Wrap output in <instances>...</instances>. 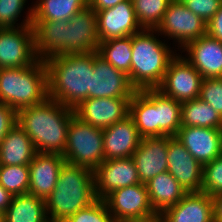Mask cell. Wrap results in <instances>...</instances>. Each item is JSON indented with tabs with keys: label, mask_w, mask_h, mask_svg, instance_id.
<instances>
[{
	"label": "cell",
	"mask_w": 222,
	"mask_h": 222,
	"mask_svg": "<svg viewBox=\"0 0 222 222\" xmlns=\"http://www.w3.org/2000/svg\"><path fill=\"white\" fill-rule=\"evenodd\" d=\"M180 52L202 78H222V42L205 34L189 42Z\"/></svg>",
	"instance_id": "obj_19"
},
{
	"label": "cell",
	"mask_w": 222,
	"mask_h": 222,
	"mask_svg": "<svg viewBox=\"0 0 222 222\" xmlns=\"http://www.w3.org/2000/svg\"><path fill=\"white\" fill-rule=\"evenodd\" d=\"M94 52L59 54L45 60L48 97L70 109L91 98Z\"/></svg>",
	"instance_id": "obj_3"
},
{
	"label": "cell",
	"mask_w": 222,
	"mask_h": 222,
	"mask_svg": "<svg viewBox=\"0 0 222 222\" xmlns=\"http://www.w3.org/2000/svg\"><path fill=\"white\" fill-rule=\"evenodd\" d=\"M156 137H175L181 127V102L155 89Z\"/></svg>",
	"instance_id": "obj_27"
},
{
	"label": "cell",
	"mask_w": 222,
	"mask_h": 222,
	"mask_svg": "<svg viewBox=\"0 0 222 222\" xmlns=\"http://www.w3.org/2000/svg\"><path fill=\"white\" fill-rule=\"evenodd\" d=\"M27 0H0V28H14L32 26L33 6L28 7L26 16L21 23H17L21 17ZM25 6V7H24Z\"/></svg>",
	"instance_id": "obj_33"
},
{
	"label": "cell",
	"mask_w": 222,
	"mask_h": 222,
	"mask_svg": "<svg viewBox=\"0 0 222 222\" xmlns=\"http://www.w3.org/2000/svg\"><path fill=\"white\" fill-rule=\"evenodd\" d=\"M155 30L161 37L173 40L175 47L178 45L176 49L181 51L189 42L207 34V23L190 11L181 0H172Z\"/></svg>",
	"instance_id": "obj_8"
},
{
	"label": "cell",
	"mask_w": 222,
	"mask_h": 222,
	"mask_svg": "<svg viewBox=\"0 0 222 222\" xmlns=\"http://www.w3.org/2000/svg\"><path fill=\"white\" fill-rule=\"evenodd\" d=\"M97 200L93 170L64 162L55 189L45 200L49 221L64 222Z\"/></svg>",
	"instance_id": "obj_5"
},
{
	"label": "cell",
	"mask_w": 222,
	"mask_h": 222,
	"mask_svg": "<svg viewBox=\"0 0 222 222\" xmlns=\"http://www.w3.org/2000/svg\"><path fill=\"white\" fill-rule=\"evenodd\" d=\"M207 34L222 42V5L207 23Z\"/></svg>",
	"instance_id": "obj_39"
},
{
	"label": "cell",
	"mask_w": 222,
	"mask_h": 222,
	"mask_svg": "<svg viewBox=\"0 0 222 222\" xmlns=\"http://www.w3.org/2000/svg\"><path fill=\"white\" fill-rule=\"evenodd\" d=\"M136 91L126 73L94 52L91 98H132Z\"/></svg>",
	"instance_id": "obj_12"
},
{
	"label": "cell",
	"mask_w": 222,
	"mask_h": 222,
	"mask_svg": "<svg viewBox=\"0 0 222 222\" xmlns=\"http://www.w3.org/2000/svg\"><path fill=\"white\" fill-rule=\"evenodd\" d=\"M188 126L222 129V117L199 98L181 102V127Z\"/></svg>",
	"instance_id": "obj_29"
},
{
	"label": "cell",
	"mask_w": 222,
	"mask_h": 222,
	"mask_svg": "<svg viewBox=\"0 0 222 222\" xmlns=\"http://www.w3.org/2000/svg\"><path fill=\"white\" fill-rule=\"evenodd\" d=\"M63 155L37 152L29 166L30 180L28 193L44 200L55 189Z\"/></svg>",
	"instance_id": "obj_20"
},
{
	"label": "cell",
	"mask_w": 222,
	"mask_h": 222,
	"mask_svg": "<svg viewBox=\"0 0 222 222\" xmlns=\"http://www.w3.org/2000/svg\"><path fill=\"white\" fill-rule=\"evenodd\" d=\"M97 53L114 68L128 74L132 59V36L100 42Z\"/></svg>",
	"instance_id": "obj_30"
},
{
	"label": "cell",
	"mask_w": 222,
	"mask_h": 222,
	"mask_svg": "<svg viewBox=\"0 0 222 222\" xmlns=\"http://www.w3.org/2000/svg\"><path fill=\"white\" fill-rule=\"evenodd\" d=\"M87 5L88 0H36L32 5V21L70 20Z\"/></svg>",
	"instance_id": "obj_28"
},
{
	"label": "cell",
	"mask_w": 222,
	"mask_h": 222,
	"mask_svg": "<svg viewBox=\"0 0 222 222\" xmlns=\"http://www.w3.org/2000/svg\"><path fill=\"white\" fill-rule=\"evenodd\" d=\"M140 26L156 29L172 0H131Z\"/></svg>",
	"instance_id": "obj_31"
},
{
	"label": "cell",
	"mask_w": 222,
	"mask_h": 222,
	"mask_svg": "<svg viewBox=\"0 0 222 222\" xmlns=\"http://www.w3.org/2000/svg\"><path fill=\"white\" fill-rule=\"evenodd\" d=\"M15 124H17V111L0 103V143Z\"/></svg>",
	"instance_id": "obj_38"
},
{
	"label": "cell",
	"mask_w": 222,
	"mask_h": 222,
	"mask_svg": "<svg viewBox=\"0 0 222 222\" xmlns=\"http://www.w3.org/2000/svg\"><path fill=\"white\" fill-rule=\"evenodd\" d=\"M74 109L47 97L42 103L17 112V124L32 140L37 152L63 155Z\"/></svg>",
	"instance_id": "obj_2"
},
{
	"label": "cell",
	"mask_w": 222,
	"mask_h": 222,
	"mask_svg": "<svg viewBox=\"0 0 222 222\" xmlns=\"http://www.w3.org/2000/svg\"><path fill=\"white\" fill-rule=\"evenodd\" d=\"M13 195L0 185V213H4L11 204Z\"/></svg>",
	"instance_id": "obj_42"
},
{
	"label": "cell",
	"mask_w": 222,
	"mask_h": 222,
	"mask_svg": "<svg viewBox=\"0 0 222 222\" xmlns=\"http://www.w3.org/2000/svg\"><path fill=\"white\" fill-rule=\"evenodd\" d=\"M93 173L97 199H104L118 188L141 183L132 158L104 160Z\"/></svg>",
	"instance_id": "obj_15"
},
{
	"label": "cell",
	"mask_w": 222,
	"mask_h": 222,
	"mask_svg": "<svg viewBox=\"0 0 222 222\" xmlns=\"http://www.w3.org/2000/svg\"><path fill=\"white\" fill-rule=\"evenodd\" d=\"M38 60L32 26L0 28V68H21Z\"/></svg>",
	"instance_id": "obj_10"
},
{
	"label": "cell",
	"mask_w": 222,
	"mask_h": 222,
	"mask_svg": "<svg viewBox=\"0 0 222 222\" xmlns=\"http://www.w3.org/2000/svg\"><path fill=\"white\" fill-rule=\"evenodd\" d=\"M181 2L206 23L210 21L222 5V0H181Z\"/></svg>",
	"instance_id": "obj_37"
},
{
	"label": "cell",
	"mask_w": 222,
	"mask_h": 222,
	"mask_svg": "<svg viewBox=\"0 0 222 222\" xmlns=\"http://www.w3.org/2000/svg\"><path fill=\"white\" fill-rule=\"evenodd\" d=\"M0 222H2V213H0Z\"/></svg>",
	"instance_id": "obj_44"
},
{
	"label": "cell",
	"mask_w": 222,
	"mask_h": 222,
	"mask_svg": "<svg viewBox=\"0 0 222 222\" xmlns=\"http://www.w3.org/2000/svg\"><path fill=\"white\" fill-rule=\"evenodd\" d=\"M29 180L28 165H1L0 167V185L13 196L28 193Z\"/></svg>",
	"instance_id": "obj_32"
},
{
	"label": "cell",
	"mask_w": 222,
	"mask_h": 222,
	"mask_svg": "<svg viewBox=\"0 0 222 222\" xmlns=\"http://www.w3.org/2000/svg\"><path fill=\"white\" fill-rule=\"evenodd\" d=\"M159 36L161 35L155 29H143L132 35V59L127 75L137 91L156 89L161 84L170 61L177 55L178 50H173Z\"/></svg>",
	"instance_id": "obj_4"
},
{
	"label": "cell",
	"mask_w": 222,
	"mask_h": 222,
	"mask_svg": "<svg viewBox=\"0 0 222 222\" xmlns=\"http://www.w3.org/2000/svg\"><path fill=\"white\" fill-rule=\"evenodd\" d=\"M63 157L67 163L94 171L105 160L102 129L93 127L73 115L68 126Z\"/></svg>",
	"instance_id": "obj_7"
},
{
	"label": "cell",
	"mask_w": 222,
	"mask_h": 222,
	"mask_svg": "<svg viewBox=\"0 0 222 222\" xmlns=\"http://www.w3.org/2000/svg\"><path fill=\"white\" fill-rule=\"evenodd\" d=\"M37 151L26 132L15 124L0 143L1 165H29Z\"/></svg>",
	"instance_id": "obj_23"
},
{
	"label": "cell",
	"mask_w": 222,
	"mask_h": 222,
	"mask_svg": "<svg viewBox=\"0 0 222 222\" xmlns=\"http://www.w3.org/2000/svg\"><path fill=\"white\" fill-rule=\"evenodd\" d=\"M102 132L105 160L131 158L141 141L130 116L103 129Z\"/></svg>",
	"instance_id": "obj_21"
},
{
	"label": "cell",
	"mask_w": 222,
	"mask_h": 222,
	"mask_svg": "<svg viewBox=\"0 0 222 222\" xmlns=\"http://www.w3.org/2000/svg\"><path fill=\"white\" fill-rule=\"evenodd\" d=\"M171 136L141 138L132 155L142 184L168 170V142Z\"/></svg>",
	"instance_id": "obj_16"
},
{
	"label": "cell",
	"mask_w": 222,
	"mask_h": 222,
	"mask_svg": "<svg viewBox=\"0 0 222 222\" xmlns=\"http://www.w3.org/2000/svg\"><path fill=\"white\" fill-rule=\"evenodd\" d=\"M214 222H222V192L212 196Z\"/></svg>",
	"instance_id": "obj_41"
},
{
	"label": "cell",
	"mask_w": 222,
	"mask_h": 222,
	"mask_svg": "<svg viewBox=\"0 0 222 222\" xmlns=\"http://www.w3.org/2000/svg\"><path fill=\"white\" fill-rule=\"evenodd\" d=\"M198 98L208 103L222 117V78L203 79Z\"/></svg>",
	"instance_id": "obj_36"
},
{
	"label": "cell",
	"mask_w": 222,
	"mask_h": 222,
	"mask_svg": "<svg viewBox=\"0 0 222 222\" xmlns=\"http://www.w3.org/2000/svg\"><path fill=\"white\" fill-rule=\"evenodd\" d=\"M129 116L141 138L156 137L155 89H143L133 94Z\"/></svg>",
	"instance_id": "obj_24"
},
{
	"label": "cell",
	"mask_w": 222,
	"mask_h": 222,
	"mask_svg": "<svg viewBox=\"0 0 222 222\" xmlns=\"http://www.w3.org/2000/svg\"><path fill=\"white\" fill-rule=\"evenodd\" d=\"M202 80L201 74L178 52L156 89L176 101L185 102L199 97Z\"/></svg>",
	"instance_id": "obj_9"
},
{
	"label": "cell",
	"mask_w": 222,
	"mask_h": 222,
	"mask_svg": "<svg viewBox=\"0 0 222 222\" xmlns=\"http://www.w3.org/2000/svg\"><path fill=\"white\" fill-rule=\"evenodd\" d=\"M48 97L44 60L21 68H0V103L17 112L42 103Z\"/></svg>",
	"instance_id": "obj_6"
},
{
	"label": "cell",
	"mask_w": 222,
	"mask_h": 222,
	"mask_svg": "<svg viewBox=\"0 0 222 222\" xmlns=\"http://www.w3.org/2000/svg\"><path fill=\"white\" fill-rule=\"evenodd\" d=\"M175 138L202 166L222 154V129L180 127Z\"/></svg>",
	"instance_id": "obj_17"
},
{
	"label": "cell",
	"mask_w": 222,
	"mask_h": 222,
	"mask_svg": "<svg viewBox=\"0 0 222 222\" xmlns=\"http://www.w3.org/2000/svg\"><path fill=\"white\" fill-rule=\"evenodd\" d=\"M32 27L39 60L59 54L97 52L100 44L96 12L89 5L70 20L32 21Z\"/></svg>",
	"instance_id": "obj_1"
},
{
	"label": "cell",
	"mask_w": 222,
	"mask_h": 222,
	"mask_svg": "<svg viewBox=\"0 0 222 222\" xmlns=\"http://www.w3.org/2000/svg\"><path fill=\"white\" fill-rule=\"evenodd\" d=\"M95 12L100 42L132 36L143 30L137 20L131 0H125L114 7Z\"/></svg>",
	"instance_id": "obj_14"
},
{
	"label": "cell",
	"mask_w": 222,
	"mask_h": 222,
	"mask_svg": "<svg viewBox=\"0 0 222 222\" xmlns=\"http://www.w3.org/2000/svg\"><path fill=\"white\" fill-rule=\"evenodd\" d=\"M125 0H88V5L94 10H105L116 6L118 3Z\"/></svg>",
	"instance_id": "obj_40"
},
{
	"label": "cell",
	"mask_w": 222,
	"mask_h": 222,
	"mask_svg": "<svg viewBox=\"0 0 222 222\" xmlns=\"http://www.w3.org/2000/svg\"><path fill=\"white\" fill-rule=\"evenodd\" d=\"M103 200L118 222L147 218L156 214L150 203L146 184L118 188Z\"/></svg>",
	"instance_id": "obj_11"
},
{
	"label": "cell",
	"mask_w": 222,
	"mask_h": 222,
	"mask_svg": "<svg viewBox=\"0 0 222 222\" xmlns=\"http://www.w3.org/2000/svg\"><path fill=\"white\" fill-rule=\"evenodd\" d=\"M201 191L214 196L222 192V154L203 165Z\"/></svg>",
	"instance_id": "obj_35"
},
{
	"label": "cell",
	"mask_w": 222,
	"mask_h": 222,
	"mask_svg": "<svg viewBox=\"0 0 222 222\" xmlns=\"http://www.w3.org/2000/svg\"><path fill=\"white\" fill-rule=\"evenodd\" d=\"M132 98H87L74 108V115L99 129H106L129 116Z\"/></svg>",
	"instance_id": "obj_13"
},
{
	"label": "cell",
	"mask_w": 222,
	"mask_h": 222,
	"mask_svg": "<svg viewBox=\"0 0 222 222\" xmlns=\"http://www.w3.org/2000/svg\"><path fill=\"white\" fill-rule=\"evenodd\" d=\"M64 222H118L103 199H97L87 207L80 209Z\"/></svg>",
	"instance_id": "obj_34"
},
{
	"label": "cell",
	"mask_w": 222,
	"mask_h": 222,
	"mask_svg": "<svg viewBox=\"0 0 222 222\" xmlns=\"http://www.w3.org/2000/svg\"><path fill=\"white\" fill-rule=\"evenodd\" d=\"M150 203L156 213L177 204L187 193L179 182L167 171L146 183Z\"/></svg>",
	"instance_id": "obj_25"
},
{
	"label": "cell",
	"mask_w": 222,
	"mask_h": 222,
	"mask_svg": "<svg viewBox=\"0 0 222 222\" xmlns=\"http://www.w3.org/2000/svg\"><path fill=\"white\" fill-rule=\"evenodd\" d=\"M164 222H214L212 196L204 192H187L174 206L165 209Z\"/></svg>",
	"instance_id": "obj_22"
},
{
	"label": "cell",
	"mask_w": 222,
	"mask_h": 222,
	"mask_svg": "<svg viewBox=\"0 0 222 222\" xmlns=\"http://www.w3.org/2000/svg\"><path fill=\"white\" fill-rule=\"evenodd\" d=\"M186 192H201L203 166L175 137L168 142V170Z\"/></svg>",
	"instance_id": "obj_18"
},
{
	"label": "cell",
	"mask_w": 222,
	"mask_h": 222,
	"mask_svg": "<svg viewBox=\"0 0 222 222\" xmlns=\"http://www.w3.org/2000/svg\"><path fill=\"white\" fill-rule=\"evenodd\" d=\"M121 222H164L161 213H156L150 217L142 218V219H131V220H125Z\"/></svg>",
	"instance_id": "obj_43"
},
{
	"label": "cell",
	"mask_w": 222,
	"mask_h": 222,
	"mask_svg": "<svg viewBox=\"0 0 222 222\" xmlns=\"http://www.w3.org/2000/svg\"><path fill=\"white\" fill-rule=\"evenodd\" d=\"M2 222H49L45 200L29 193L13 196Z\"/></svg>",
	"instance_id": "obj_26"
}]
</instances>
